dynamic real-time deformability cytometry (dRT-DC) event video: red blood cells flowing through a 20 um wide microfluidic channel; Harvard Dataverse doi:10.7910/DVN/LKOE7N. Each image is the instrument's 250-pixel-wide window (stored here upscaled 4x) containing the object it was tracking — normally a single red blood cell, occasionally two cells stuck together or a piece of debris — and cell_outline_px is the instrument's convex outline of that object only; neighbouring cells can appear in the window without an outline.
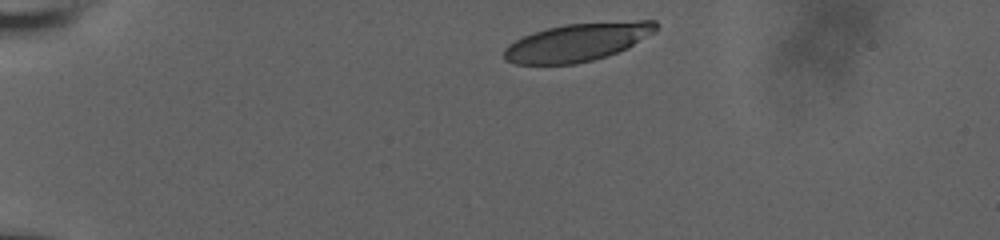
{"species": "human", "species_latin": "Homo sapiens", "temperature_condition": "room temperature", "stored_images_in_passage": 35, "camera_frame_rate_fps": 3000, "um_per_image_px": 0.085, "donor": {"sex": "male"}, "frame": {"image": 1, "passage_image": 1, "time_ms": 0.0, "image_size_px": [1000, 240], "cell_outline_px": [[656, 32], [628, 48], [592, 60], [576, 64], [516, 64], [504, 60], [504, 48], [508, 44], [524, 36], [548, 28], [564, 24], [636, 20], [656, 20]], "centroid_in_image_um": [49.11, 3.58], "position_along_channel_um": 35.9, "area_um2": 33.58}}
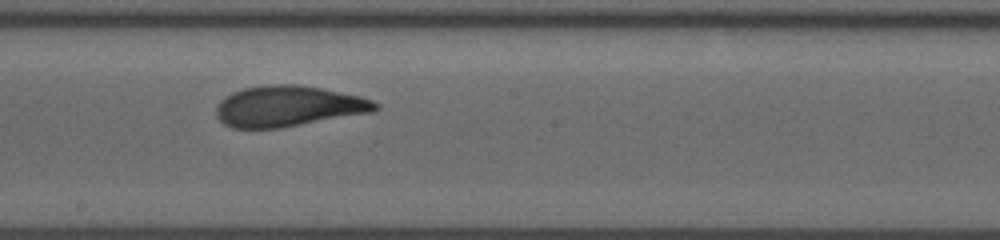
{"frame": {"image": 2, "passage_image": 20, "time_ms": 7.0, "image_size_px": [1000, 240], "cell_outline_px": [[380, 108], [372, 112], [280, 128], [232, 128], [224, 124], [216, 116], [216, 104], [224, 96], [232, 92], [244, 88], [268, 84], [296, 84], [320, 88], [360, 96], [372, 100], [380, 104]], "centroid_in_image_um": [24.48, 9.02], "position_along_channel_um": 223.7, "area_um2": 37.92}}
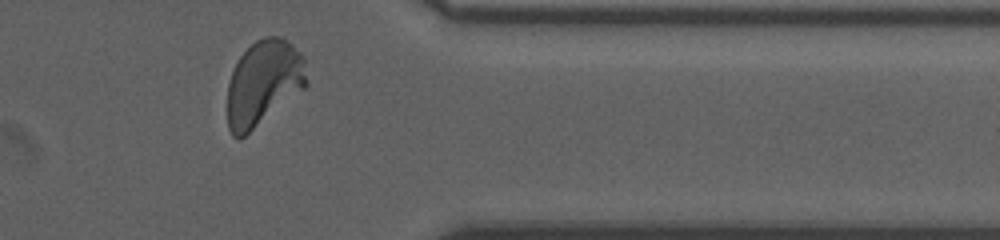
{"frame": {"image": 3, "passage_image": 34, "time_ms": 11.667, "image_size_px": [1000, 240], "cell_outline_px": [[308, 84], [304, 88], [240, 140], [232, 136], [228, 128], [228, 84], [232, 72], [240, 56], [256, 40], [264, 36], [280, 36], [292, 44], [304, 56], [308, 80]], "centroid_in_image_um": [22.41, 7.04], "position_along_channel_um": 389.0, "area_um2": 39.36}, "authors_computed_cell_mechanics": {"area_um2": 37.5122, "velocity_mm_per_s": 3.7323, "shape_relaxation_time_tau1_ms": 5.0085, "shape_relaxation_time_tau2_ms": 1.0102, "deformation_change_tau1": 0.1802, "deformation_change_tau2": 0.0782}}